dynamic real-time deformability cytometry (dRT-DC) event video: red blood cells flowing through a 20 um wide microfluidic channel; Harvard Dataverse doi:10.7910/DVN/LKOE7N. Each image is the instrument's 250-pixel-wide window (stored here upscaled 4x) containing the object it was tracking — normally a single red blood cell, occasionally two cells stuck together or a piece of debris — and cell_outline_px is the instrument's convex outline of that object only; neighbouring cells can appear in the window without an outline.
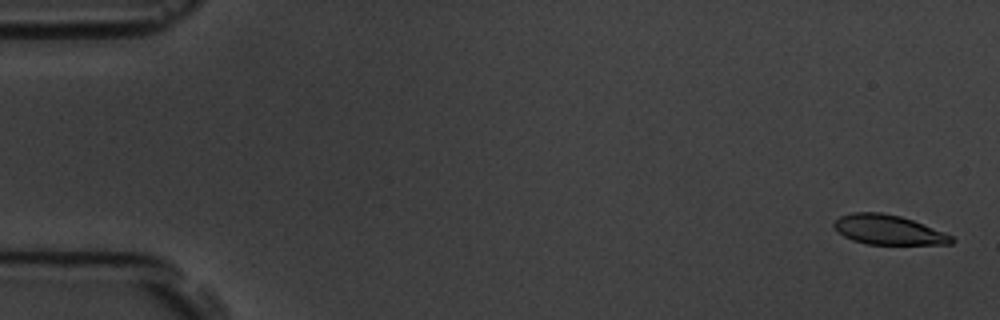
{"species": "common noctule bat (a hibernating species)", "species_latin": "Nyctalus noctula", "temperature_condition": "room temperature", "stored_images_in_passage": 6, "camera_frame_rate_fps": 3000, "um_per_image_px": 0.085, "animal": {"sex": "male", "body_mass_g": 19.5, "forearm_length_mm": 54.6}, "frame": {"image": 1, "passage_image": 1, "time_ms": 0.0, "image_size_px": [1000, 320], "cell_outline_px": [[956, 240], [952, 244], [868, 244], [852, 240], [844, 236], [832, 224], [840, 216], [852, 212], [880, 212], [900, 216], [912, 220], [944, 232], [952, 236]], "centroid_in_image_um": [75.52, 19.53], "position_along_channel_um": 9.5, "area_um2": 20.11}}
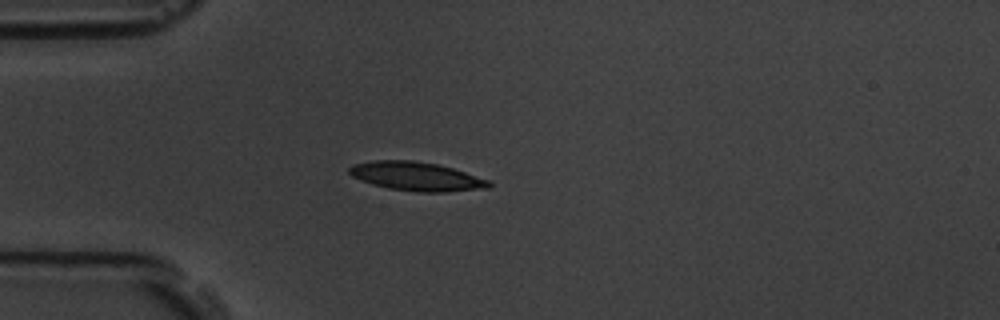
{"frame": {"image": 2, "passage_image": 5, "time_ms": 4.667, "image_size_px": [1000, 320], "cell_outline_px": [[492, 184], [488, 188], [444, 192], [416, 192], [388, 188], [372, 184], [360, 180], [352, 176], [348, 172], [348, 168], [352, 164], [372, 160], [412, 160], [436, 164], [452, 168], [492, 180]], "centroid_in_image_um": [35.39, 14.99], "position_along_channel_um": 49.6, "area_um2": 23.64}}